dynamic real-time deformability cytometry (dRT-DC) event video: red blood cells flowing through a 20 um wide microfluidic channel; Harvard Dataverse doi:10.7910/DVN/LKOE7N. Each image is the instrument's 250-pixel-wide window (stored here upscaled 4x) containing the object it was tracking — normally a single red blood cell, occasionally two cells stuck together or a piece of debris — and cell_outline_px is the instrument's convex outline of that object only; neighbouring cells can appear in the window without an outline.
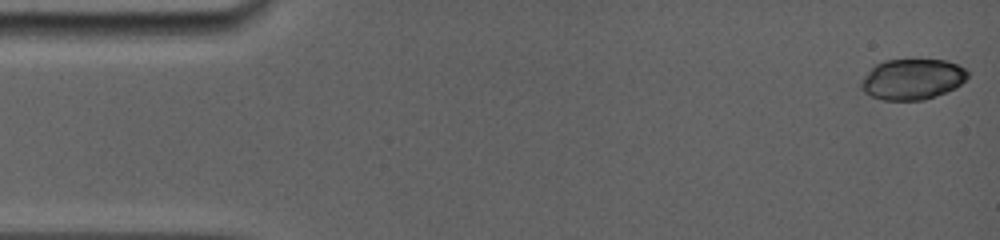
{"species": "common noctule bat (a hibernating species)", "species_latin": "Nyctalus noctula", "temperature_condition": "room temperature", "stored_images_in_passage": 7, "camera_frame_rate_fps": 5000, "um_per_image_px": 0.085, "animal": {"sex": "female", "body_mass_g": 19.0, "forearm_length_mm": 56.7}, "frame": {"image": 1, "passage_image": 1, "time_ms": 0.0, "image_size_px": [1000, 240], "cell_outline_px": [[968, 76], [956, 88], [936, 96], [924, 100], [880, 100], [864, 92], [860, 88], [860, 80], [876, 64], [884, 60], [948, 60], [964, 68], [968, 72]], "centroid_in_image_um": [77.53, 6.74], "position_along_channel_um": 7.5, "area_um2": 25.32}}
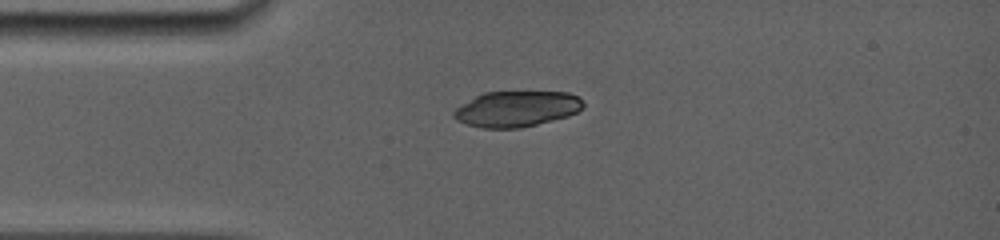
{"frame": {"image": 2, "passage_image": 5, "time_ms": 3.6, "image_size_px": [1000, 240], "cell_outline_px": [[584, 104], [576, 112], [568, 116], [520, 128], [480, 128], [456, 120], [452, 116], [452, 112], [456, 108], [476, 96], [484, 92], [568, 92], [580, 96]], "centroid_in_image_um": [43.9, 9.25], "position_along_channel_um": 41.1, "area_um2": 26.82}}
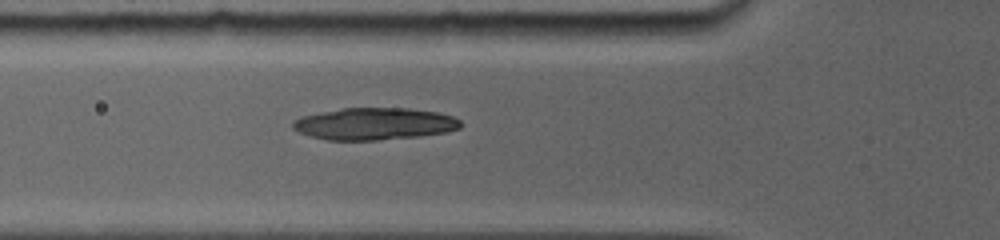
{"frame": {"image": 3, "passage_image": 7, "time_ms": 5.4, "image_size_px": [1000, 240], "cell_outline_px": [[460, 128], [448, 132], [420, 136], [376, 140], [328, 140], [312, 136], [300, 132], [292, 128], [292, 120], [300, 116], [340, 108], [408, 108], [436, 112], [452, 116], [460, 120]], "centroid_in_image_um": [31.8, 10.52], "position_along_channel_um": 94.0, "area_um2": 31.39}}